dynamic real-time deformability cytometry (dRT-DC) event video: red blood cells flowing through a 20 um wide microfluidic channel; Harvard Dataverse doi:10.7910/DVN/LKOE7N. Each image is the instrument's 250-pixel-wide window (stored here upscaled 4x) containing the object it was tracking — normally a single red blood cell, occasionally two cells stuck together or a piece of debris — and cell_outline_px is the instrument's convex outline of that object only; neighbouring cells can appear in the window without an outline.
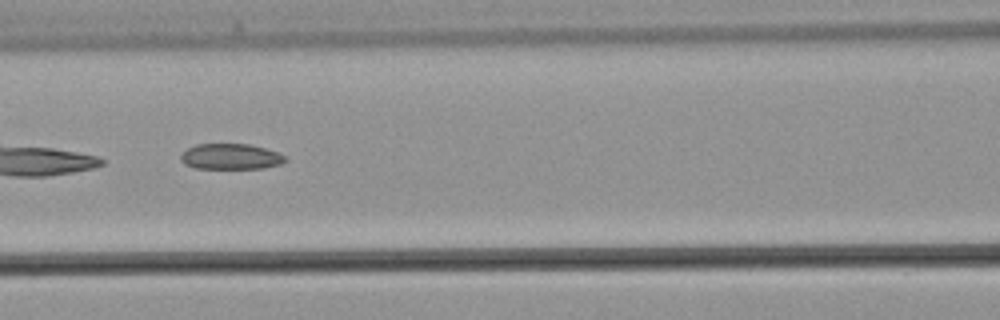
{"species": "common noctule bat (a hibernating species)", "species_latin": "Nyctalus noctula", "temperature_condition": "warm", "stored_images_in_passage": 31, "camera_frame_rate_fps": 3000, "um_per_image_px": 0.085, "animal": {"sex": "male", "body_mass_g": 21.5, "forearm_length_mm": 52.0}, "frame": {"image": 1, "passage_image": 10, "time_ms": 3.0, "image_size_px": [1000, 320], "cell_outline_px": [[288, 160], [280, 164], [264, 168], [196, 168], [184, 164], [180, 160], [180, 156], [188, 148], [196, 144], [248, 144], [264, 148], [288, 156]], "centroid_in_image_um": [19.63, 13.31], "position_along_channel_um": 147.0, "area_um2": 15.61}}